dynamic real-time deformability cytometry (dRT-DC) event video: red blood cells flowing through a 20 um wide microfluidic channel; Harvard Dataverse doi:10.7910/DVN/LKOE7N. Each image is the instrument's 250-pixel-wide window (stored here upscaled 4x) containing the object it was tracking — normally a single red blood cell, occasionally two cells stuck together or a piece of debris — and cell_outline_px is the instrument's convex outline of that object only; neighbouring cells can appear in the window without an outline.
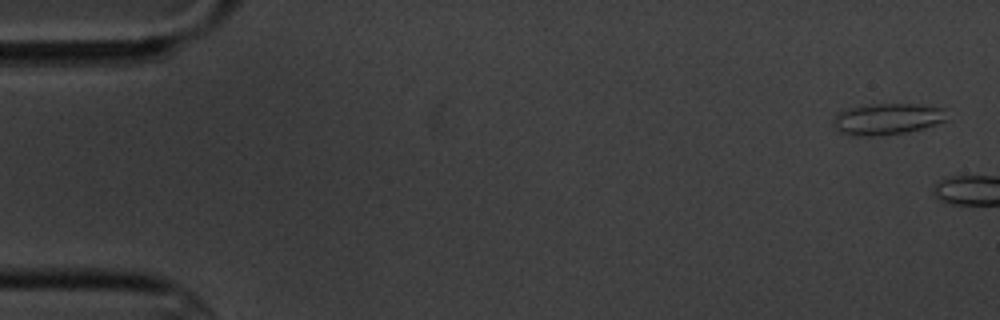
{"species": "common noctule bat (a hibernating species)", "species_latin": "Nyctalus noctula", "temperature_condition": "cold", "stored_images_in_passage": 2, "camera_frame_rate_fps": 3000, "um_per_image_px": 0.085, "animal": {"sex": "male", "body_mass_g": 20.1, "forearm_length_mm": 53.5}, "frame": {"image": 1, "passage_image": 1, "time_ms": 0.0, "image_size_px": [1000, 320], "cell_outline_px": [[948, 120], [924, 128], [908, 132], [872, 136], [852, 136], [840, 132], [832, 124], [836, 116], [844, 108], [872, 104], [920, 104], [944, 108]], "centroid_in_image_um": [75.43, 10.11], "position_along_channel_um": 9.6, "area_um2": 20.92}}